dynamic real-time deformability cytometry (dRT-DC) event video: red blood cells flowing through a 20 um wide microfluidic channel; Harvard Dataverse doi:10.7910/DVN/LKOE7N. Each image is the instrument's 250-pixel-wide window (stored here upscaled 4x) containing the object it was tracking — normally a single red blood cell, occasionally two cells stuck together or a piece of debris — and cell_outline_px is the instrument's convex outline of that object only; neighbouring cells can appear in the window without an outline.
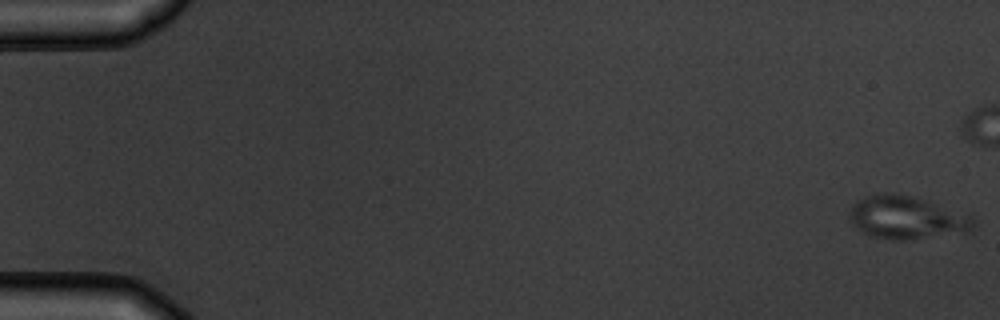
{"species": "common noctule bat (a hibernating species)", "species_latin": "Nyctalus noctula", "temperature_condition": "warm", "stored_images_in_passage": 3, "segment_of_instrument_passage": [1, 2], "camera_frame_rate_fps": 3000, "um_per_image_px": 0.085, "animal": {"sex": "male", "body_mass_g": 19.5, "forearm_length_mm": 54.6}, "frame": {"image": 1, "passage_image": 1, "time_ms": 0.0, "image_size_px": [1000, 320], "cell_outline_px": [[976, 224], [972, 228], [964, 232], [908, 240], [892, 240], [872, 236], [864, 232], [852, 224], [848, 216], [856, 200], [864, 196], [876, 192], [892, 192], [912, 196], [928, 200], [972, 216]], "centroid_in_image_um": [77.03, 18.47], "position_along_channel_um": 8.0, "area_um2": 31.21}}